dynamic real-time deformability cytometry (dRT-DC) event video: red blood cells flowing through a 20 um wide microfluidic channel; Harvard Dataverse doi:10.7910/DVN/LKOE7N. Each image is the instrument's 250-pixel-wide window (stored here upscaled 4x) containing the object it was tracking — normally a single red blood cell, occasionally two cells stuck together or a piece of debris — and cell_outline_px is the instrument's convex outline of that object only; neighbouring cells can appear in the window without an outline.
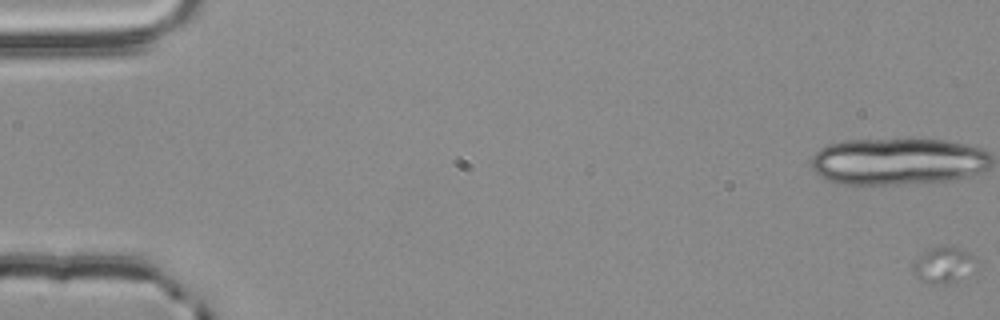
{"species": "common noctule bat (a hibernating species)", "species_latin": "Nyctalus noctula", "temperature_condition": "room temperature", "stored_images_in_passage": 33, "camera_frame_rate_fps": 3000, "um_per_image_px": 0.085, "animal": {"sex": "male", "body_mass_g": 20.4}, "frame": {"image": 1, "passage_image": 1, "time_ms": 0.0, "image_size_px": [1000, 320], "cell_outline_px": [[980, 260], [956, 280], [948, 284], [928, 284], [920, 280], [912, 272], [912, 264], [916, 256], [920, 252], [928, 248], [948, 244], [972, 252]], "centroid_in_image_um": [80.14, 22.45], "position_along_channel_um": 4.9, "area_um2": 13.76}}